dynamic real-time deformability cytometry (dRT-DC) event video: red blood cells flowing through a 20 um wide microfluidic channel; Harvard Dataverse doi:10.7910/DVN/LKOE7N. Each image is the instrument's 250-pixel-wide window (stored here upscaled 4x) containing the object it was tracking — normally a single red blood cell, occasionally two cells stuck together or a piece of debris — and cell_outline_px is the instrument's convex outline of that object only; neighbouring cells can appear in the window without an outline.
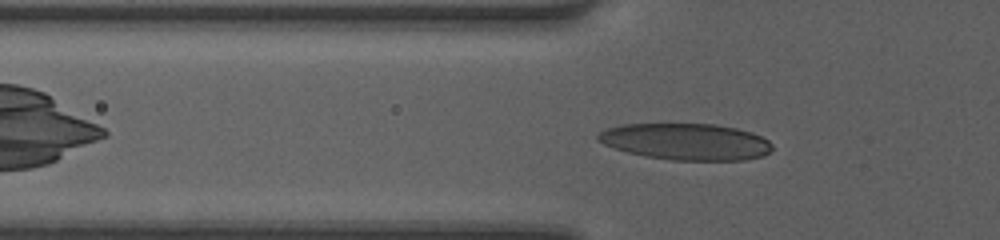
{"species": "human", "species_latin": "Homo sapiens", "temperature_condition": "room temperature", "stored_images_in_passage": 36, "camera_frame_rate_fps": 3000, "um_per_image_px": 0.085, "donor": {"sex": "female"}, "frame": {"image": 1, "passage_image": 4, "time_ms": 1.0, "image_size_px": [1000, 240], "cell_outline_px": [[772, 148], [764, 156], [744, 160], [672, 160], [644, 156], [628, 152], [604, 144], [596, 140], [596, 136], [600, 132], [608, 128], [624, 124], [716, 124], [736, 128], [752, 132], [768, 140], [772, 144]], "centroid_in_image_um": [58.32, 12.04], "position_along_channel_um": 67.5, "area_um2": 37.05}}
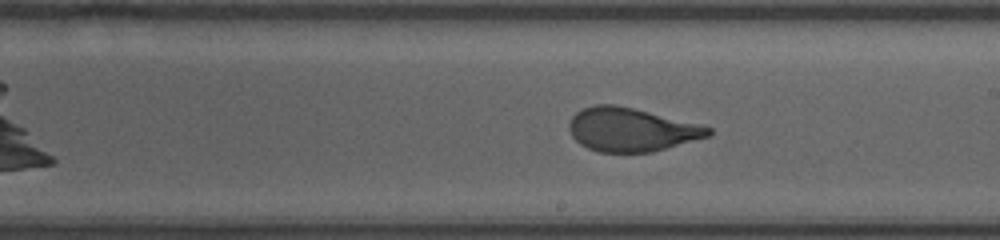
{"frame": {"image": 2, "passage_image": 16, "time_ms": 5.0, "image_size_px": [1000, 240], "cell_outline_px": [[712, 136], [652, 152], [600, 152], [588, 148], [580, 144], [572, 136], [568, 128], [568, 124], [572, 116], [576, 112], [584, 108], [596, 104], [616, 104], [704, 124], [712, 128]], "centroid_in_image_um": [53.7, 11.01], "position_along_channel_um": 235.3, "area_um2": 35.78}}
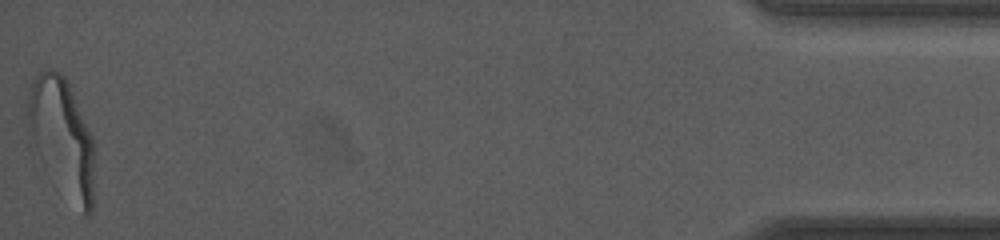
{"frame": {"image": 3, "passage_image": 36, "time_ms": 11.667, "image_size_px": [1000, 240], "cell_outline_px": [[92, 212], [88, 216], [84, 216], [36, 148], [28, 132], [28, 92], [32, 80], [44, 68], [52, 68], [60, 72], [68, 80], [92, 136]], "centroid_in_image_um": [5.26, 11.48], "position_along_channel_um": 429.9, "area_um2": 43.64}, "authors_computed_cell_mechanics": {"area_um2": 36.6163, "velocity_mm_per_s": 4.2201, "shape_relaxation_time_tau1_ms": 3.7952, "shape_relaxation_time_tau2_ms": null, "deformation_change_tau1": 0.186, "deformation_change_tau2": null}}